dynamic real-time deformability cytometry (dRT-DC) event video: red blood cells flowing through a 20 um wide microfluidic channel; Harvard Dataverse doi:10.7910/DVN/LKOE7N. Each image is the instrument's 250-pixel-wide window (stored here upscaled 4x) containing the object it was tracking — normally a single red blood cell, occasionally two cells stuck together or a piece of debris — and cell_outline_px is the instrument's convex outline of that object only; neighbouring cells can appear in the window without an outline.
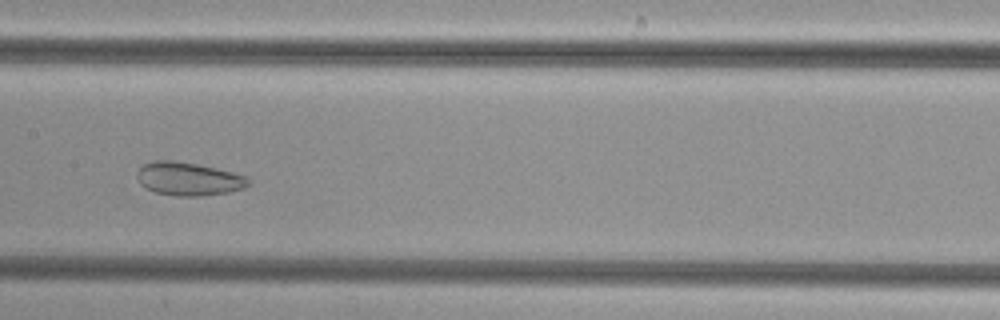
{"species": "common noctule bat (a hibernating species)", "species_latin": "Nyctalus noctula", "temperature_condition": "cold", "stored_images_in_passage": 46, "camera_frame_rate_fps": 3000, "um_per_image_px": 0.085, "animal": {"sex": "female", "body_mass_g": 29.2, "forearm_length_mm": 56.3}, "frame": {"image": 1, "passage_image": 20, "time_ms": 6.333, "image_size_px": [1000, 320], "cell_outline_px": [[252, 184], [244, 188], [228, 192], [200, 196], [176, 196], [156, 192], [144, 188], [140, 184], [136, 176], [136, 172], [144, 164], [152, 160], [176, 160], [216, 168], [232, 172], [244, 176]], "centroid_in_image_um": [15.98, 15.2], "position_along_channel_um": 191.4, "area_um2": 21.68}}
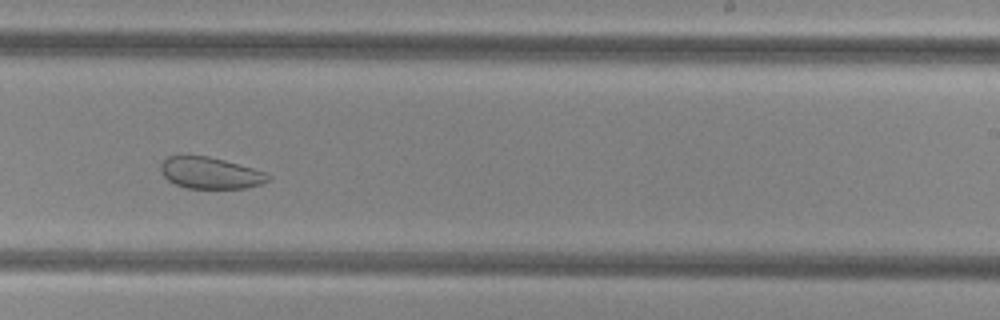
{"frame": {"image": 2, "passage_image": 26, "time_ms": 8.333, "image_size_px": [1000, 320], "cell_outline_px": [[272, 176], [268, 180], [260, 184], [244, 188], [188, 188], [176, 184], [168, 180], [164, 176], [160, 168], [160, 164], [168, 156], [208, 156], [224, 160], [252, 168], [264, 172]], "centroid_in_image_um": [17.86, 14.7], "position_along_channel_um": 271.1, "area_um2": 19.42}}
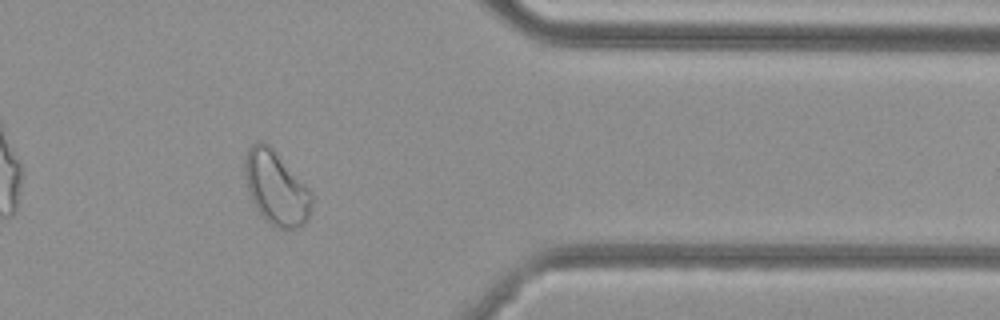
{"frame": {"image": 3, "passage_image": 36, "time_ms": 11.667, "image_size_px": [1000, 320], "cell_outline_px": [[312, 212], [308, 220], [304, 224], [296, 228], [284, 232], [268, 224], [264, 220], [256, 208], [248, 192], [244, 172], [244, 160], [248, 148], [256, 140], [264, 140], [272, 148], [312, 192]], "centroid_in_image_um": [23.47, 16.03], "position_along_channel_um": 387.9, "area_um2": 29.3}}